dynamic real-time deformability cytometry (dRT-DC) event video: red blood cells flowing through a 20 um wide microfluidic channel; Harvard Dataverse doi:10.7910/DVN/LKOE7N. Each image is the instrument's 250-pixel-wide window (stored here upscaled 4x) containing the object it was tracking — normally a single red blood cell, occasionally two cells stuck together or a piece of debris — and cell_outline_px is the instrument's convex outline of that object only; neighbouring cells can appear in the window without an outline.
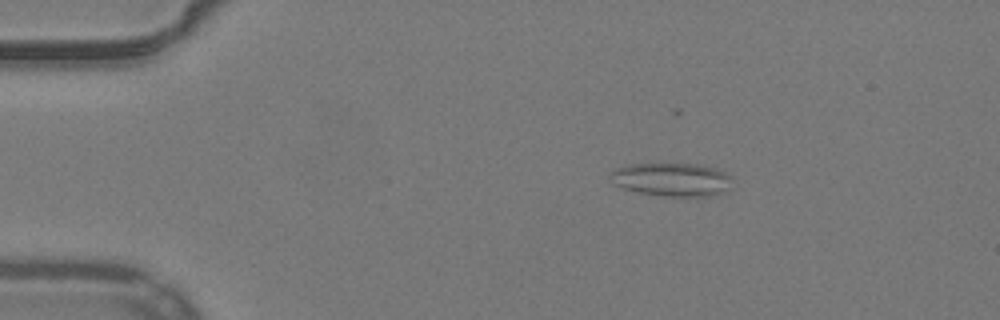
{"species": "common noctule bat (a hibernating species)", "species_latin": "Nyctalus noctula", "temperature_condition": "warm", "stored_images_in_passage": 53, "camera_frame_rate_fps": 3000, "um_per_image_px": 0.085, "animal": {"sex": "male", "body_mass_g": 19.2, "forearm_length_mm": 51.8}, "frame": {"image": 1, "passage_image": 9, "time_ms": 2.667, "image_size_px": [1000, 320], "cell_outline_px": [[732, 188], [708, 196], [668, 196], [640, 192], [624, 188], [612, 184], [608, 176], [608, 172], [616, 168], [632, 164], [696, 164], [716, 168], [732, 176]], "centroid_in_image_um": [57.09, 15.25], "position_along_channel_um": 27.9, "area_um2": 23.76}}
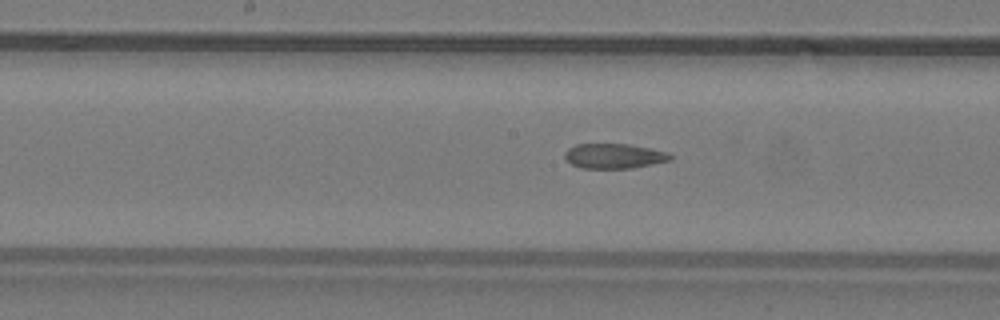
{"frame": {"image": 2, "passage_image": 27, "time_ms": 8.667, "image_size_px": [1000, 320], "cell_outline_px": [[672, 160], [632, 168], [580, 168], [572, 164], [564, 156], [564, 152], [568, 148], [576, 144], [628, 144], [652, 148], [668, 152], [672, 156]], "centroid_in_image_um": [52.21, 13.25], "position_along_channel_um": 196.0, "area_um2": 15.37}}
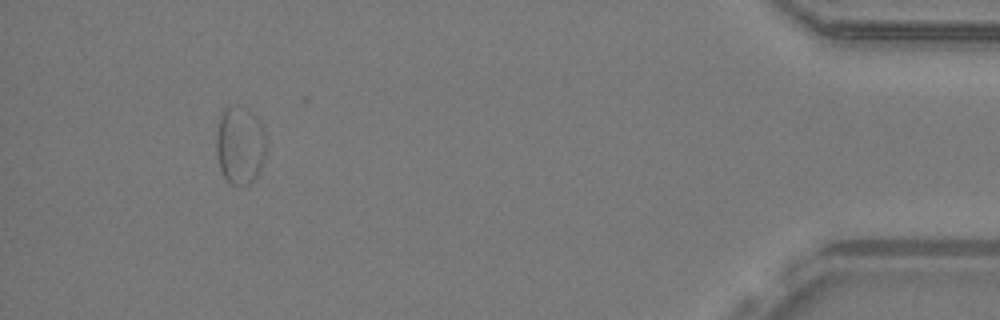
{"frame": {"image": 3, "passage_image": 49, "time_ms": 16.0, "image_size_px": [1000, 320], "cell_outline_px": [[264, 160], [256, 176], [248, 184], [240, 188], [228, 184], [220, 168], [216, 152], [216, 132], [220, 116], [224, 108], [228, 108], [256, 120], [260, 124], [264, 132]], "centroid_in_image_um": [20.34, 12.53], "position_along_channel_um": 414.9, "area_um2": 21.56}, "authors_computed_cell_mechanics": {"area_um2": 17.2822, "velocity_mm_per_s": 3.8952, "shape_relaxation_time_tau1_ms": null, "shape_relaxation_time_tau2_ms": 2.7732, "deformation_change_tau1": null, "deformation_change_tau2": 0.1013}}